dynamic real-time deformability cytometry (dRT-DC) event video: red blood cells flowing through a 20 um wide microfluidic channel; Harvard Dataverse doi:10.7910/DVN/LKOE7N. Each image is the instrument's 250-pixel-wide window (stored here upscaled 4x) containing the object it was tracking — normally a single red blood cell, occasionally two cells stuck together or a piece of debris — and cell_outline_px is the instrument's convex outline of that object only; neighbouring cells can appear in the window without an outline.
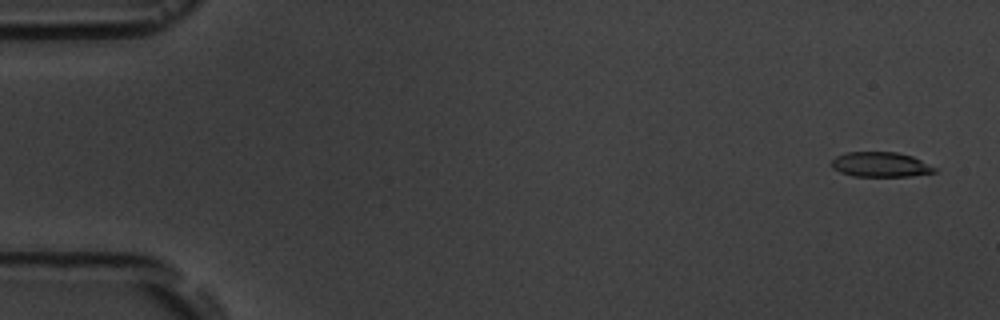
{"species": "common noctule bat (a hibernating species)", "species_latin": "Nyctalus noctula", "temperature_condition": "room temperature", "stored_images_in_passage": 16, "camera_frame_rate_fps": 3000, "um_per_image_px": 0.085, "animal": {"sex": "male", "body_mass_g": 19.5, "forearm_length_mm": 54.6}, "frame": {"image": 1, "passage_image": 1, "time_ms": 0.0, "image_size_px": [1000, 320], "cell_outline_px": [[936, 172], [912, 176], [852, 176], [840, 172], [832, 168], [832, 160], [836, 156], [848, 152], [896, 152], [912, 156], [936, 168]], "centroid_in_image_um": [74.83, 13.99], "position_along_channel_um": 10.2, "area_um2": 14.85}}
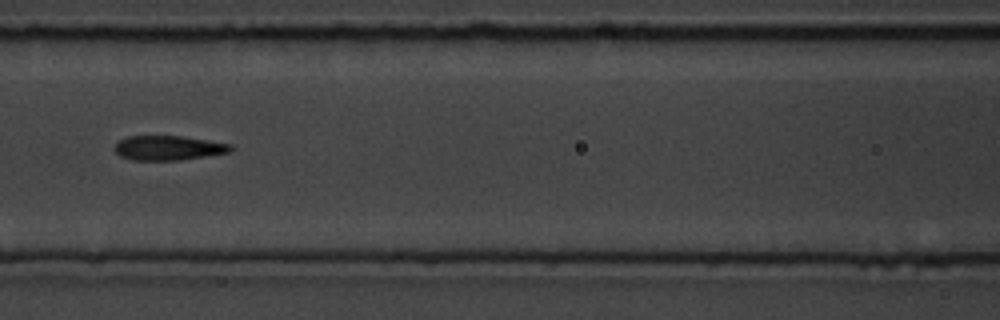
{"frame": {"image": 2, "passage_image": 7, "time_ms": 7.667, "image_size_px": [1000, 320], "cell_outline_px": [[232, 152], [180, 160], [132, 160], [120, 156], [112, 148], [120, 140], [128, 136], [180, 136], [232, 144]], "centroid_in_image_um": [14.3, 12.58], "position_along_channel_um": 152.3, "area_um2": 16.59}}
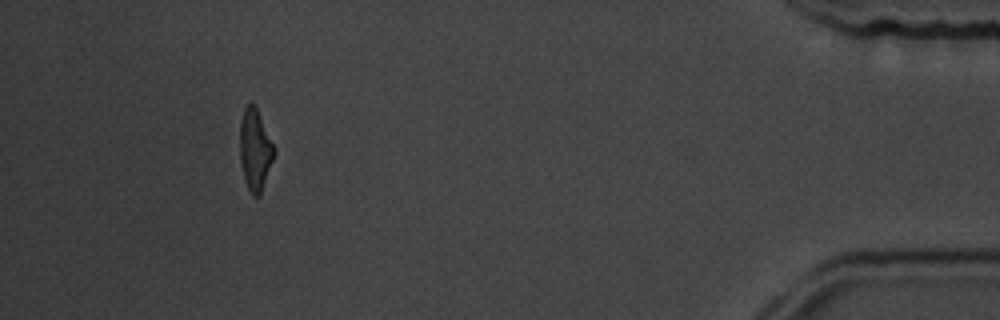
{"frame": {"image": 3, "passage_image": 15, "time_ms": 16.667, "image_size_px": [1000, 320], "cell_outline_px": [[276, 152], [260, 196], [252, 196], [248, 188], [244, 176], [240, 160], [240, 120], [244, 108], [248, 104], [252, 104], [256, 108]], "centroid_in_image_um": [21.67, 12.77], "position_along_channel_um": 413.5, "area_um2": 15.9}, "authors_computed_cell_mechanics": {"area_um2": 16.8198, "velocity_mm_per_s": 3.6225, "shape_relaxation_time_tau1_ms": 3.8606, "shape_relaxation_time_tau2_ms": 1.7371, "deformation_change_tau1": 0.1271, "deformation_change_tau2": 0.0733}}